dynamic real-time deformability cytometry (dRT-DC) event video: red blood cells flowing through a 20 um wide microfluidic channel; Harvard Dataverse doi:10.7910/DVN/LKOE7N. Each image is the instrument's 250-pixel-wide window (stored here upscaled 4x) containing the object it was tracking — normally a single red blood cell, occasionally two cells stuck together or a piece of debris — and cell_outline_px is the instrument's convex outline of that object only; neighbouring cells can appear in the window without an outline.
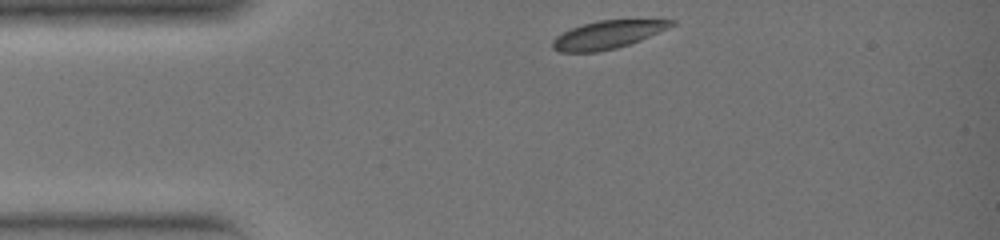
{"species": "common noctule bat (a hibernating species)", "species_latin": "Nyctalus noctula", "temperature_condition": "warm", "stored_images_in_passage": 25, "camera_frame_rate_fps": 3000, "um_per_image_px": 0.085, "animal": {"sex": "female", "body_mass_g": 19.0, "forearm_length_mm": 51.5}, "frame": {"image": 1, "passage_image": 1, "time_ms": 0.0, "image_size_px": [1000, 240], "cell_outline_px": [[676, 24], [668, 28], [640, 40], [616, 48], [596, 52], [560, 52], [552, 48], [552, 40], [556, 36], [572, 28], [584, 24], [600, 20], [676, 20]], "centroid_in_image_um": [51.63, 2.95], "position_along_channel_um": 33.4, "area_um2": 19.07}}
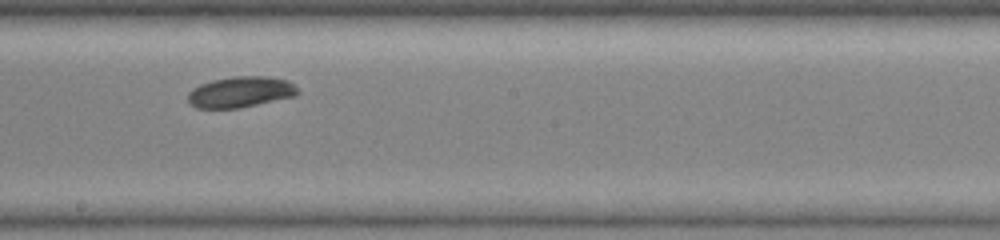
{"frame": {"image": 2, "passage_image": 14, "time_ms": 4.333, "image_size_px": [1000, 240], "cell_outline_px": [[300, 92], [296, 96], [240, 108], [196, 108], [188, 104], [188, 92], [192, 88], [200, 84], [212, 80], [236, 76], [268, 76], [288, 80]], "centroid_in_image_um": [20.43, 7.82], "position_along_channel_um": 227.8, "area_um2": 19.94}}
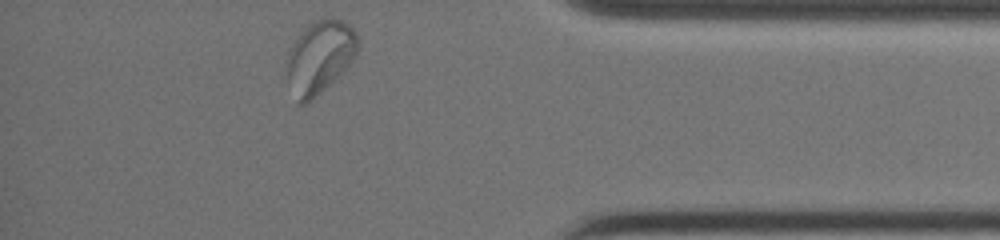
{"frame": {"image": 3, "passage_image": 25, "time_ms": 8.0, "image_size_px": [1000, 240], "cell_outline_px": [[356, 52], [352, 60], [328, 84], [304, 104], [296, 104], [288, 80], [288, 48], [300, 32], [312, 20], [320, 16], [328, 16], [340, 20], [348, 24], [356, 32]], "centroid_in_image_um": [27.13, 4.76], "position_along_channel_um": 408.1, "area_um2": 29.59}}